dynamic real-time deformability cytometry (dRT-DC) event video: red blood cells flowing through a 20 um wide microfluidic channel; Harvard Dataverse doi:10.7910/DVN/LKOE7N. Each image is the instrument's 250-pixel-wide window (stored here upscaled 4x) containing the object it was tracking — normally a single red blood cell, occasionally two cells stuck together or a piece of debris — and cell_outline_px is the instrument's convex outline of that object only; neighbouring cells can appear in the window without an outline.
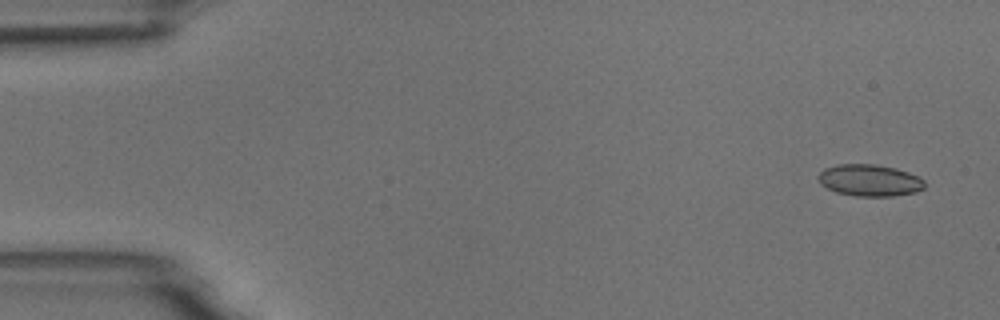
{"species": "common noctule bat (a hibernating species)", "species_latin": "Nyctalus noctula", "temperature_condition": "room temperature", "stored_images_in_passage": 4, "camera_frame_rate_fps": 3000, "um_per_image_px": 0.085, "animal": {"sex": "male", "body_mass_g": 18.8}, "frame": {"image": 1, "passage_image": 1, "time_ms": 0.0, "image_size_px": [1000, 320], "cell_outline_px": [[924, 188], [916, 192], [892, 196], [856, 196], [836, 192], [820, 184], [816, 176], [824, 168], [836, 164], [876, 164], [896, 168], [920, 176], [924, 180]], "centroid_in_image_um": [73.91, 15.32], "position_along_channel_um": 11.1, "area_um2": 19.88}}
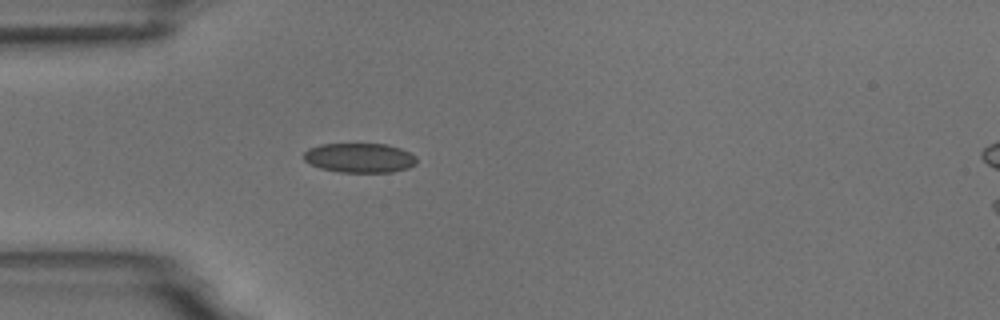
{"frame": {"image": 2, "passage_image": 4, "time_ms": 4.333, "image_size_px": [1000, 320], "cell_outline_px": [[416, 164], [408, 168], [392, 172], [340, 172], [320, 168], [308, 164], [304, 160], [304, 152], [308, 148], [320, 144], [388, 144], [400, 148], [416, 156]], "centroid_in_image_um": [30.55, 13.42], "position_along_channel_um": 54.5, "area_um2": 19.54}}